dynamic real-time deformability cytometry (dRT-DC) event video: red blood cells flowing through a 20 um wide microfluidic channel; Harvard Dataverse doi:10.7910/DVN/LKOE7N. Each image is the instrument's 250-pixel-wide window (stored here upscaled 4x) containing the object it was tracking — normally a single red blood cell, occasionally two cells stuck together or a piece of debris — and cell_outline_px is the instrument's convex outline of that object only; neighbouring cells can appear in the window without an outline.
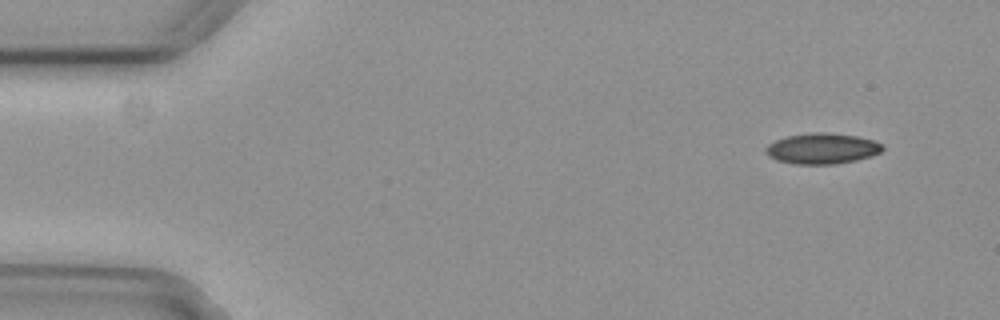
{"species": "common noctule bat (a hibernating species)", "species_latin": "Nyctalus noctula", "temperature_condition": "cold", "stored_images_in_passage": 4, "camera_frame_rate_fps": 3000, "um_per_image_px": 0.085, "animal": {"sex": "female", "body_mass_g": 29.2, "forearm_length_mm": 56.3}, "frame": {"image": 1, "passage_image": 1, "time_ms": 0.0, "image_size_px": [1000, 320], "cell_outline_px": [[884, 148], [880, 152], [872, 156], [856, 160], [832, 164], [796, 164], [776, 160], [768, 156], [764, 152], [764, 148], [768, 144], [784, 136], [812, 132], [824, 132], [856, 136], [872, 140], [884, 144]], "centroid_in_image_um": [69.85, 12.62], "position_along_channel_um": 15.2, "area_um2": 21.04}}
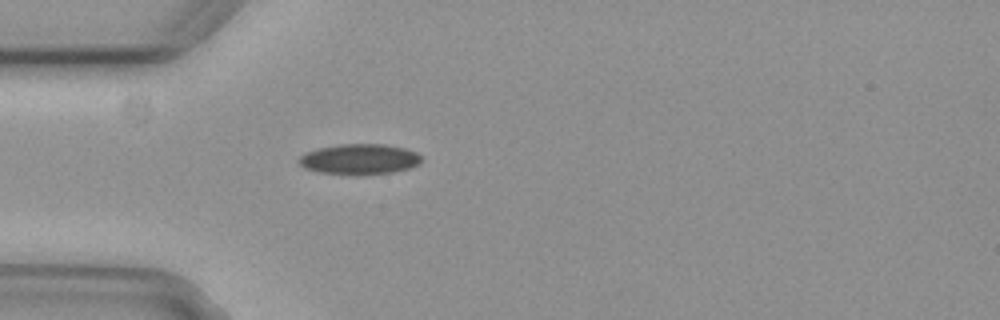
{"frame": {"image": 2, "passage_image": 4, "time_ms": 1.0, "image_size_px": [1000, 320], "cell_outline_px": [[420, 164], [408, 168], [392, 172], [356, 176], [316, 172], [304, 168], [296, 160], [300, 156], [308, 152], [320, 148], [340, 144], [384, 144], [404, 148], [416, 152], [420, 156]], "centroid_in_image_um": [30.52, 13.55], "position_along_channel_um": 54.5, "area_um2": 21.91}}